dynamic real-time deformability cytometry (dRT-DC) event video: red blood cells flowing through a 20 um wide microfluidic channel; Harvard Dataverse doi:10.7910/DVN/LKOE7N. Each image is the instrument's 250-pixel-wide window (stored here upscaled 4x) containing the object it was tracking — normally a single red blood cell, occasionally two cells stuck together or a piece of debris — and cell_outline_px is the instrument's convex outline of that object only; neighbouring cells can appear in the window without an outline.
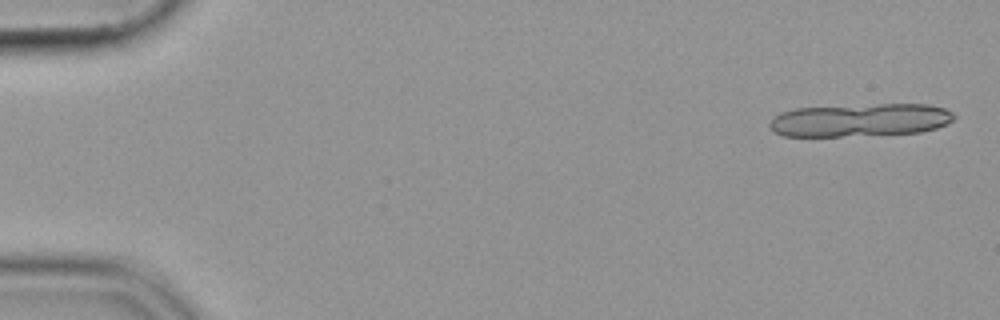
{"species": "common noctule bat (a hibernating species)", "species_latin": "Nyctalus noctula", "temperature_condition": "cold", "stored_images_in_passage": 21, "segment_of_instrument_passage": [1, 2], "camera_frame_rate_fps": 3000, "um_per_image_px": 0.085, "animal": {"sex": "female", "body_mass_g": 19.9}, "frame": {"image": 1, "passage_image": 2, "time_ms": 0.333, "image_size_px": [1000, 320], "cell_outline_px": [[956, 116], [952, 120], [936, 128], [920, 132], [840, 136], [784, 136], [772, 132], [768, 124], [780, 112], [796, 108], [880, 104], [928, 104], [944, 108], [952, 112]], "centroid_in_image_um": [73.08, 10.2], "position_along_channel_um": 11.9, "area_um2": 35.32}}